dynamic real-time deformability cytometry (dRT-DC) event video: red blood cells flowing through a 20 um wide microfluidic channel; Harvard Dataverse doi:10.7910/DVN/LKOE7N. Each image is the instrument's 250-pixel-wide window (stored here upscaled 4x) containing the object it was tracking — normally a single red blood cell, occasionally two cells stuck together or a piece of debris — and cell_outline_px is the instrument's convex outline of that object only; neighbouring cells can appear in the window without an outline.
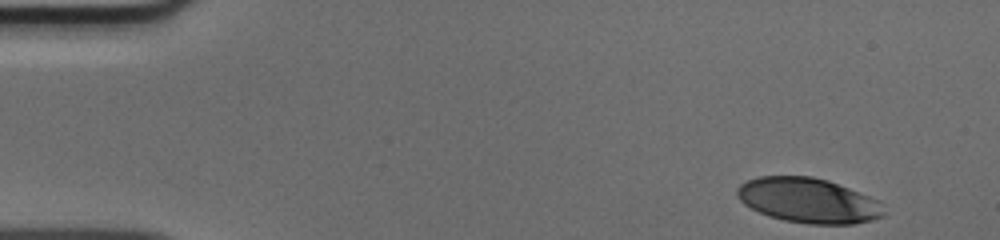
{"species": "human", "species_latin": "Homo sapiens", "temperature_condition": "cold", "stored_images_in_passage": 39, "camera_frame_rate_fps": 3000, "um_per_image_px": 0.085, "donor": {"sex": "male"}, "frame": {"image": 1, "passage_image": 1, "time_ms": 0.0, "image_size_px": [1000, 240], "cell_outline_px": [[884, 216], [872, 220], [852, 224], [808, 224], [784, 220], [768, 216], [744, 204], [736, 196], [736, 188], [740, 184], [748, 180], [760, 176], [812, 176], [828, 180], [880, 200], [884, 212]], "centroid_in_image_um": [68.71, 17.04], "position_along_channel_um": 16.3, "area_um2": 38.49}}
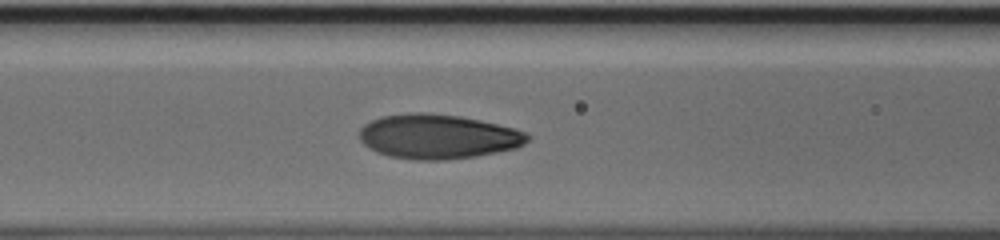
{"frame": {"image": 2, "passage_image": 18, "time_ms": 5.667, "image_size_px": [1000, 240], "cell_outline_px": [[532, 136], [524, 144], [516, 148], [476, 156], [448, 160], [416, 160], [388, 156], [376, 152], [368, 148], [360, 140], [360, 128], [364, 124], [380, 116], [408, 112], [424, 112], [460, 116], [480, 120], [516, 128], [528, 132]], "centroid_in_image_um": [37.23, 11.6], "position_along_channel_um": 129.4, "area_um2": 44.1}}
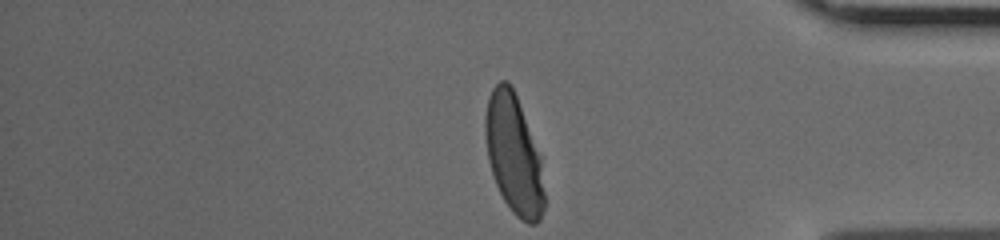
{"frame": {"image": 3, "passage_image": 39, "time_ms": 12.667, "image_size_px": [1000, 240], "cell_outline_px": [[544, 208], [540, 220], [536, 224], [528, 224], [520, 220], [512, 212], [504, 200], [496, 184], [488, 160], [484, 132], [484, 116], [488, 96], [492, 88], [500, 80], [508, 80], [516, 96], [540, 156], [544, 192]], "centroid_in_image_um": [43.64, 13.14], "position_along_channel_um": 391.6, "area_um2": 40.86}}